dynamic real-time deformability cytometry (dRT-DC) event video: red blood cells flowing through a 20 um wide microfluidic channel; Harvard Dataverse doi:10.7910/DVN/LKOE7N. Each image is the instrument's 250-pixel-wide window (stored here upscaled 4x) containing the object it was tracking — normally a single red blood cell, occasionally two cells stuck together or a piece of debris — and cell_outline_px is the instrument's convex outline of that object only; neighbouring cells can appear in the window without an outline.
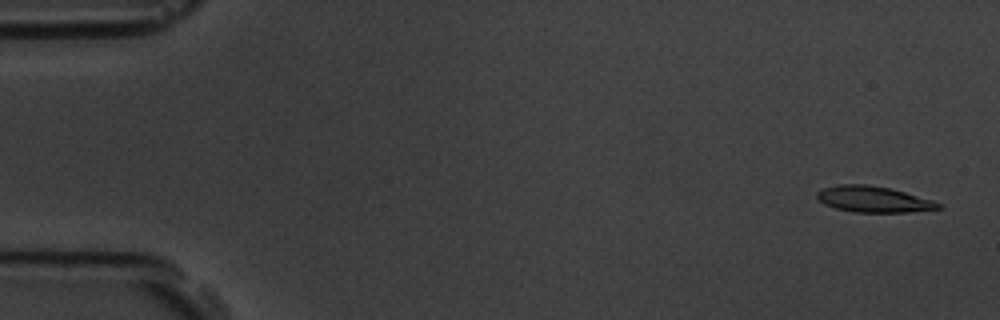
{"species": "common noctule bat (a hibernating species)", "species_latin": "Nyctalus noctula", "temperature_condition": "room temperature", "stored_images_in_passage": 6, "camera_frame_rate_fps": 3000, "um_per_image_px": 0.085, "animal": {"sex": "male", "body_mass_g": 19.5, "forearm_length_mm": 54.6}, "frame": {"image": 1, "passage_image": 1, "time_ms": 0.0, "image_size_px": [1000, 320], "cell_outline_px": [[944, 208], [908, 212], [852, 212], [836, 208], [824, 204], [816, 196], [816, 192], [824, 188], [836, 184], [864, 184], [888, 188], [904, 192], [932, 200], [940, 204]], "centroid_in_image_um": [74.22, 16.94], "position_along_channel_um": 10.8, "area_um2": 18.26}}
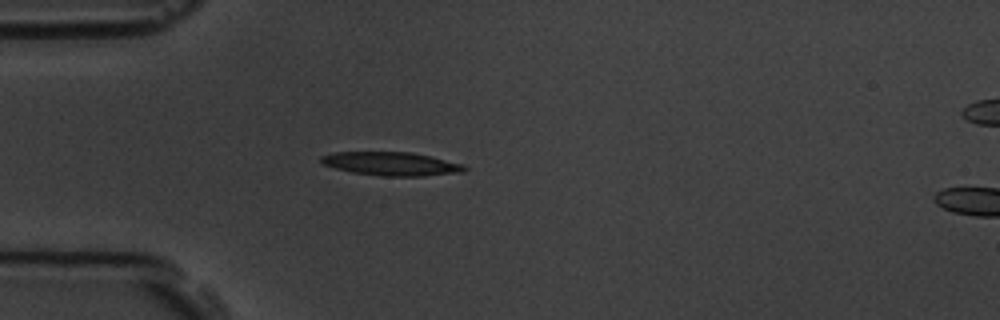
{"frame": {"image": 2, "passage_image": 5, "time_ms": 4.333, "image_size_px": [1000, 320], "cell_outline_px": [[468, 168], [464, 172], [424, 176], [384, 176], [352, 172], [320, 164], [320, 156], [336, 152], [412, 152], [432, 156], [464, 164]], "centroid_in_image_um": [33.29, 13.92], "position_along_channel_um": 51.7, "area_um2": 19.83}}